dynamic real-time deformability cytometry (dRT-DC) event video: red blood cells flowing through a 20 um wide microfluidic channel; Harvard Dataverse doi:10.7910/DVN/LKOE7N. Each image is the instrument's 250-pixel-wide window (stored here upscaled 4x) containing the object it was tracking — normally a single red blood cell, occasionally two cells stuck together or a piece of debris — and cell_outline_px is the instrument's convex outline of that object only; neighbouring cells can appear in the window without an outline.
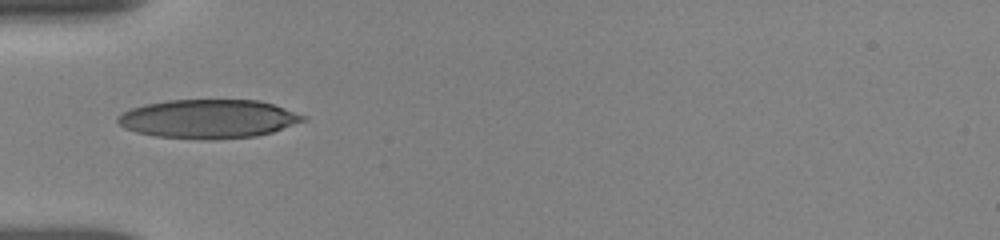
{"species": "human", "species_latin": "Homo sapiens", "temperature_condition": "room temperature", "stored_images_in_passage": 38, "camera_frame_rate_fps": 3000, "um_per_image_px": 0.085, "donor": {"sex": "female"}, "frame": {"image": 1, "passage_image": 1, "time_ms": 0.0, "image_size_px": [1000, 240], "cell_outline_px": [[308, 120], [272, 132], [256, 136], [212, 140], [208, 140], [156, 136], [136, 132], [124, 128], [116, 120], [124, 112], [132, 108], [144, 104], [168, 100], [260, 100], [308, 116]], "centroid_in_image_um": [17.75, 10.11], "position_along_channel_um": 67.2, "area_um2": 41.96}}
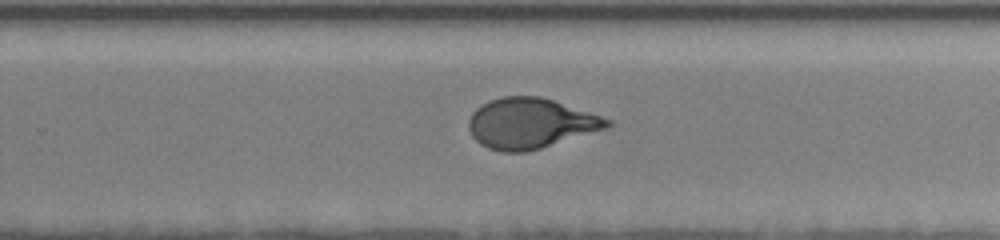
{"frame": {"image": 2, "passage_image": 18, "time_ms": 5.667, "image_size_px": [1000, 240], "cell_outline_px": [[612, 124], [608, 128], [528, 152], [500, 152], [488, 148], [480, 144], [472, 136], [468, 128], [468, 120], [472, 112], [476, 108], [488, 100], [504, 96], [540, 96], [612, 120]], "centroid_in_image_um": [45.05, 10.49], "position_along_channel_um": 284.8, "area_um2": 40.63}}
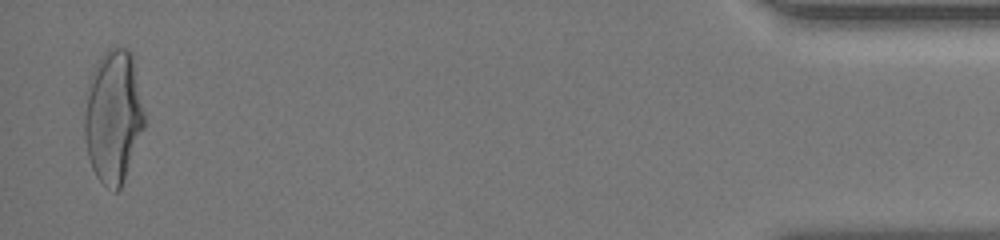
{"frame": {"image": 3, "passage_image": 36, "time_ms": 11.333, "image_size_px": [1000, 240], "cell_outline_px": [[144, 128], [124, 180], [120, 188], [116, 192], [112, 192], [96, 176], [92, 168], [88, 156], [84, 136], [84, 116], [88, 80], [100, 56], [108, 48], [128, 48], [132, 52], [144, 112]], "centroid_in_image_um": [9.62, 9.9], "position_along_channel_um": 425.6, "area_um2": 46.53}, "authors_computed_cell_mechanics": {"area_um2": 41.038, "velocity_mm_per_s": 3.8385, "shape_relaxation_time_tau1_ms": 3.6694, "shape_relaxation_time_tau2_ms": null, "deformation_change_tau1": 0.1744, "deformation_change_tau2": null}}